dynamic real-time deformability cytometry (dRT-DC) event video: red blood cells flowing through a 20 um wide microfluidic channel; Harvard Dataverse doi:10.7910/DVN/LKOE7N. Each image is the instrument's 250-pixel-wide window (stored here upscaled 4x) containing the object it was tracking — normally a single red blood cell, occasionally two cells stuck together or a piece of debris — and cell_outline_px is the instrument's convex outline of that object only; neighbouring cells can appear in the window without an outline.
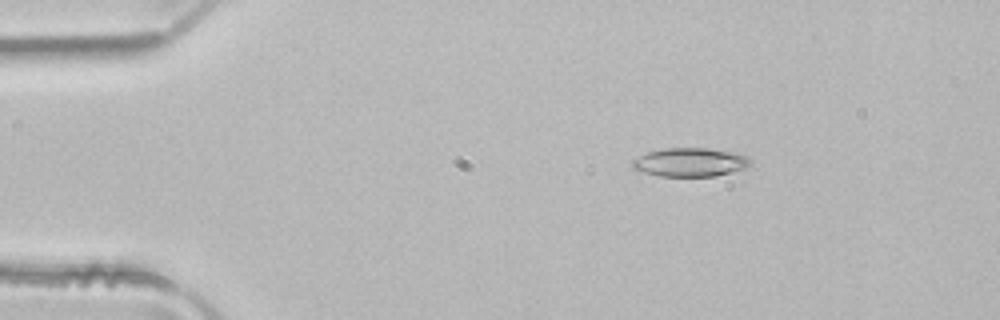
{"species": "common noctule bat (a hibernating species)", "species_latin": "Nyctalus noctula", "temperature_condition": "room temperature", "stored_images_in_passage": 4, "camera_frame_rate_fps": 3000, "um_per_image_px": 0.085, "animal": {"sex": "male", "body_mass_g": 21.5, "forearm_length_mm": 52.0}, "frame": {"image": 1, "passage_image": 3, "time_ms": 0.667, "image_size_px": [1000, 320], "cell_outline_px": [[752, 164], [744, 168], [716, 176], [660, 176], [644, 172], [632, 168], [632, 160], [648, 152], [664, 148], [708, 148], [736, 152], [748, 156], [752, 160]], "centroid_in_image_um": [58.7, 13.78], "position_along_channel_um": 26.3, "area_um2": 19.77}}